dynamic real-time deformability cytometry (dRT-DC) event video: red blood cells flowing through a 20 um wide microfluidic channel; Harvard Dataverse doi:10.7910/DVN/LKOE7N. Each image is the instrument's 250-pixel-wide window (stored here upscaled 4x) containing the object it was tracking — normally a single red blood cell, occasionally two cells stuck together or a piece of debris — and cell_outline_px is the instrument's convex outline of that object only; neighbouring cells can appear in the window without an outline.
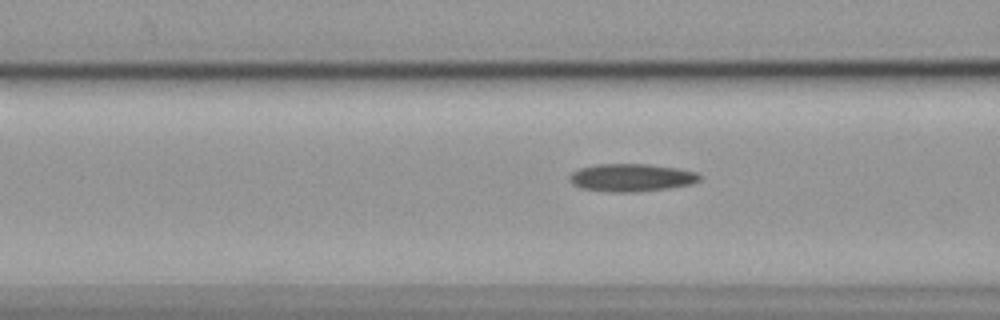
{"species": "common noctule bat (a hibernating species)", "species_latin": "Nyctalus noctula", "temperature_condition": "cold", "stored_images_in_passage": 13, "camera_frame_rate_fps": 3000, "um_per_image_px": 0.085, "animal": {"sex": "female", "body_mass_g": 19.9}, "frame": {"image": 1, "passage_image": 10, "time_ms": 3.0, "image_size_px": [1000, 320], "cell_outline_px": [[700, 180], [692, 184], [668, 188], [636, 192], [608, 192], [580, 188], [572, 184], [568, 180], [568, 176], [572, 172], [580, 168], [596, 164], [648, 164], [676, 168], [696, 172], [700, 176]], "centroid_in_image_um": [53.62, 15.1], "position_along_channel_um": 113.0, "area_um2": 21.15}}